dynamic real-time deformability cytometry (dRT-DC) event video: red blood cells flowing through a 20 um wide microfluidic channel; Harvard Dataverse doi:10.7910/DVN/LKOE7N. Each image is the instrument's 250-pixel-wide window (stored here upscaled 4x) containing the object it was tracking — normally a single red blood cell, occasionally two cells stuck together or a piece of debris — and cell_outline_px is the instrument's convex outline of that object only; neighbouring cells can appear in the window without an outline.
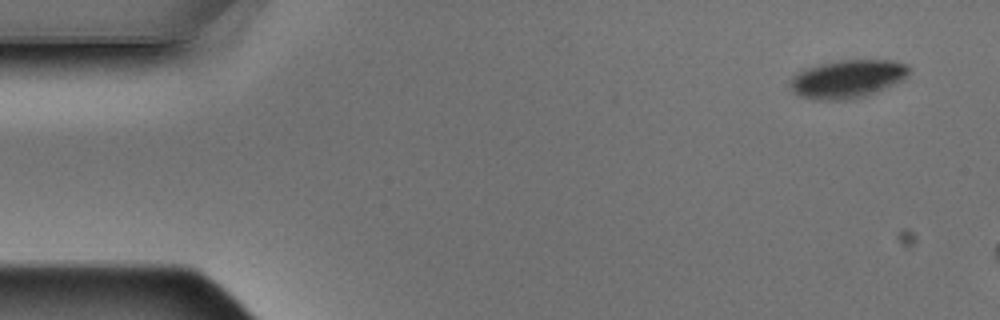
{"species": "Egyptian fruit bat (a non-hibernating species)", "species_latin": "Rousettus aegyptiacus", "temperature_condition": "warm", "stored_images_in_passage": 2, "camera_frame_rate_fps": 3000, "um_per_image_px": 0.085, "animal": {"sex": "male"}, "frame": {"image": 1, "passage_image": 1, "time_ms": 0.0, "image_size_px": [1000, 320], "cell_outline_px": [[908, 72], [900, 80], [892, 84], [864, 96], [852, 100], [816, 100], [800, 96], [792, 92], [788, 84], [792, 76], [796, 72], [804, 68], [844, 60], [892, 60], [908, 64]], "centroid_in_image_um": [71.94, 6.72], "position_along_channel_um": 13.1, "area_um2": 26.18}}